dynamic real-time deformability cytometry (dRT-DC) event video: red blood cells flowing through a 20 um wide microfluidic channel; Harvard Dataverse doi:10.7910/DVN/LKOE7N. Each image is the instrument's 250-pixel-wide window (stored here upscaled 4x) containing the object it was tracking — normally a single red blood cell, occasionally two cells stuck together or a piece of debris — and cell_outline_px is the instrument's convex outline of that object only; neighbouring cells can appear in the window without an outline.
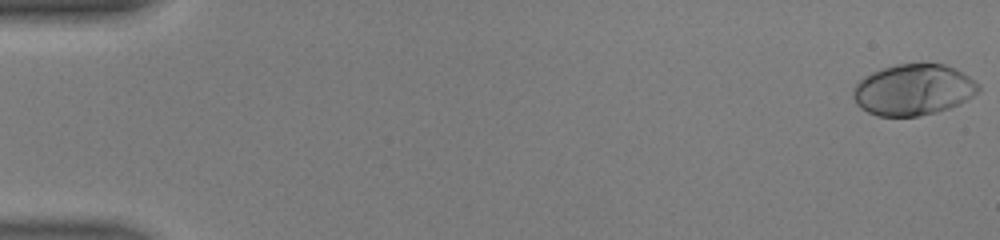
{"species": "human", "species_latin": "Homo sapiens", "temperature_condition": "warm", "stored_images_in_passage": 47, "camera_frame_rate_fps": 3000, "um_per_image_px": 0.085, "donor": {"sex": "male"}, "frame": {"image": 1, "passage_image": 1, "time_ms": 0.0, "image_size_px": [1000, 240], "cell_outline_px": [[980, 92], [948, 108], [936, 112], [920, 116], [876, 116], [860, 108], [856, 104], [852, 96], [852, 88], [864, 76], [872, 72], [896, 64], [944, 64], [968, 76], [980, 84]], "centroid_in_image_um": [77.59, 7.64], "position_along_channel_um": 7.4, "area_um2": 37.17}}
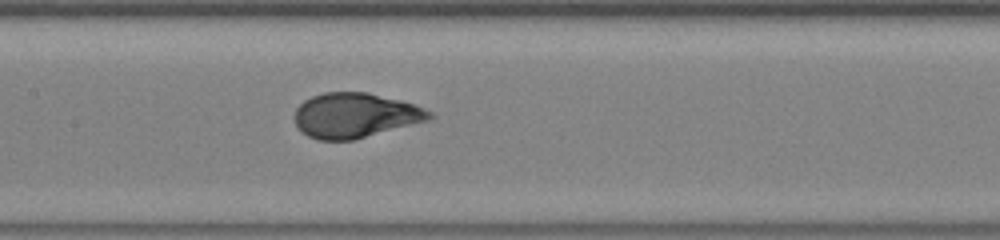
{"frame": {"image": 2, "passage_image": 24, "time_ms": 7.667, "image_size_px": [1000, 240], "cell_outline_px": [[436, 116], [432, 120], [352, 140], [316, 140], [308, 136], [296, 124], [296, 108], [304, 100], [312, 96], [324, 92], [368, 92], [400, 100], [424, 108], [432, 112]], "centroid_in_image_um": [30.24, 9.8], "position_along_channel_um": 177.2, "area_um2": 35.26}}
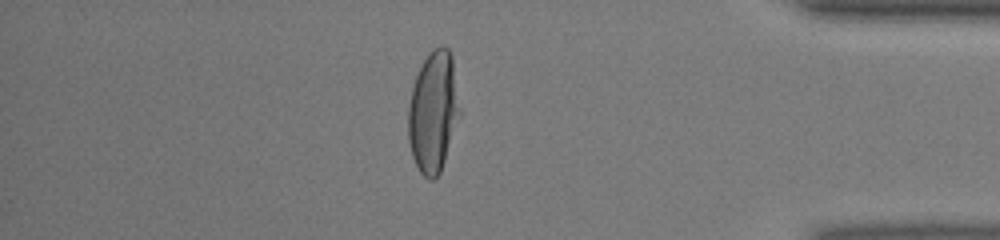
{"frame": {"image": 3, "passage_image": 41, "time_ms": 13.333, "image_size_px": [1000, 240], "cell_outline_px": [[460, 116], [440, 172], [432, 180], [428, 180], [420, 172], [412, 156], [408, 140], [408, 104], [412, 88], [416, 76], [428, 52], [440, 44], [448, 48], [452, 56], [460, 108]], "centroid_in_image_um": [36.82, 9.49], "position_along_channel_um": 398.4, "area_um2": 36.36}, "authors_computed_cell_mechanics": {"area_um2": 36.0094, "velocity_mm_per_s": 4.4485, "shape_relaxation_time_tau1_ms": 3.4836, "shape_relaxation_time_tau2_ms": null, "deformation_change_tau1": 0.2298, "deformation_change_tau2": null}}